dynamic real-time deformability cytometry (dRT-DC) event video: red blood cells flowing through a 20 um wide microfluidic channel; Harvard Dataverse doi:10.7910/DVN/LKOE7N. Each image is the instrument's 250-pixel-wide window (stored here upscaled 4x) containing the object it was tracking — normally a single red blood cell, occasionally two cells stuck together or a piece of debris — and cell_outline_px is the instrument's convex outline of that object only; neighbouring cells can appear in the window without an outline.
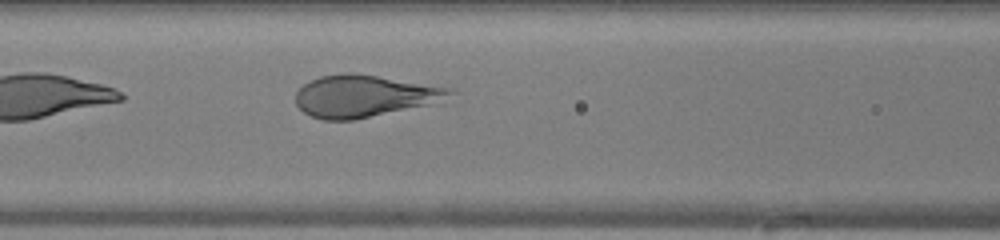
{"species": "human", "species_latin": "Homo sapiens", "temperature_condition": "warm", "stored_images_in_passage": 32, "camera_frame_rate_fps": 3000, "um_per_image_px": 0.085, "donor": {"sex": "female"}, "frame": {"image": 1, "passage_image": 7, "time_ms": 2.0, "image_size_px": [1000, 240], "cell_outline_px": [[456, 92], [428, 104], [352, 120], [324, 120], [312, 116], [304, 112], [296, 104], [296, 92], [304, 84], [320, 76], [348, 72], [376, 76], [448, 88]], "centroid_in_image_um": [30.84, 8.16], "position_along_channel_um": 135.8, "area_um2": 36.53}}
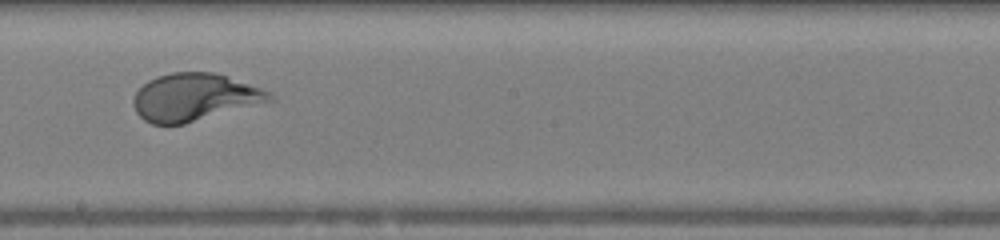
{"frame": {"image": 2, "passage_image": 14, "time_ms": 4.333, "image_size_px": [1000, 240], "cell_outline_px": [[276, 100], [184, 124], [152, 124], [144, 120], [136, 112], [132, 104], [132, 100], [136, 92], [148, 80], [156, 76], [172, 72], [216, 72], [228, 76], [272, 92], [276, 96]], "centroid_in_image_um": [16.56, 8.26], "position_along_channel_um": 231.6, "area_um2": 37.97}}
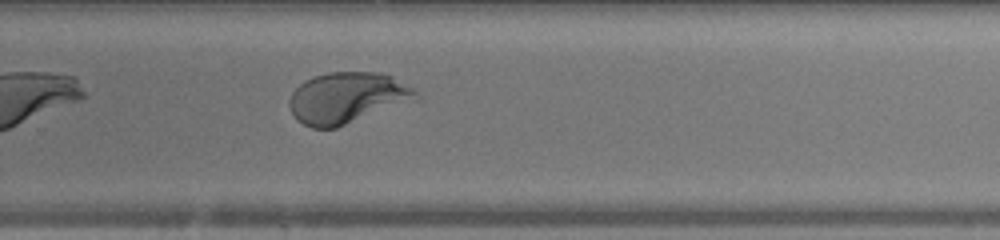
{"frame": {"image": 3, "passage_image": 19, "time_ms": 6.0, "image_size_px": [1000, 240], "cell_outline_px": [[420, 100], [336, 128], [312, 128], [296, 120], [288, 104], [288, 100], [292, 92], [304, 80], [328, 72], [380, 72], [392, 76], [412, 88], [420, 96]], "centroid_in_image_um": [29.54, 8.33], "position_along_channel_um": 300.3, "area_um2": 38.15}, "authors_computed_cell_mechanics": {"area_um2": 38.148, "velocity_mm_per_s": 4.1283, "shape_relaxation_time_tau1_ms": 4.6917, "shape_relaxation_time_tau2_ms": null, "deformation_change_tau1": 0.2664, "deformation_change_tau2": null}}